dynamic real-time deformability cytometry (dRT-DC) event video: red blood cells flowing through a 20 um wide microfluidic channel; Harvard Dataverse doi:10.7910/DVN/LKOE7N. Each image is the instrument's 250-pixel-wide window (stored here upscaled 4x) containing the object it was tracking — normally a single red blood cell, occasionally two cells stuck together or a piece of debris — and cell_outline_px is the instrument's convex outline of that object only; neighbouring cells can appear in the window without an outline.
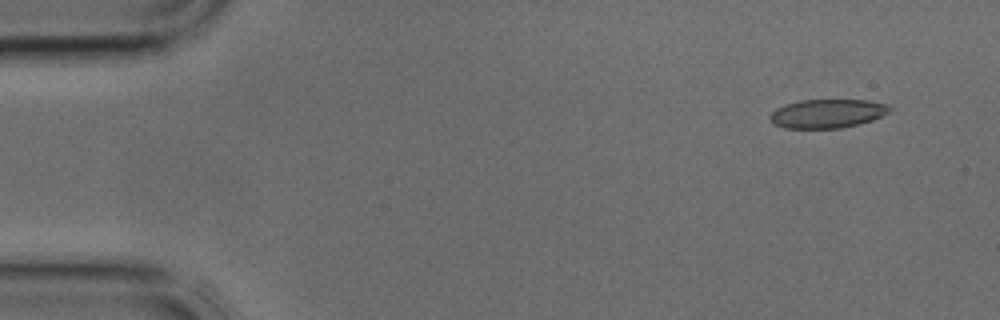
{"species": "common noctule bat (a hibernating species)", "species_latin": "Nyctalus noctula", "temperature_condition": "cold", "stored_images_in_passage": 4, "segment_of_instrument_passage": [1, 2], "camera_frame_rate_fps": 3000, "um_per_image_px": 0.085, "animal": {"sex": "male", "body_mass_g": 17.9, "forearm_length_mm": 54.2}, "frame": {"image": 1, "passage_image": 1, "time_ms": 0.0, "image_size_px": [1000, 320], "cell_outline_px": [[892, 108], [888, 112], [872, 120], [840, 128], [784, 128], [772, 124], [768, 120], [768, 116], [776, 108], [800, 100], [868, 100], [888, 104]], "centroid_in_image_um": [70.28, 9.65], "position_along_channel_um": 14.7, "area_um2": 20.06}}
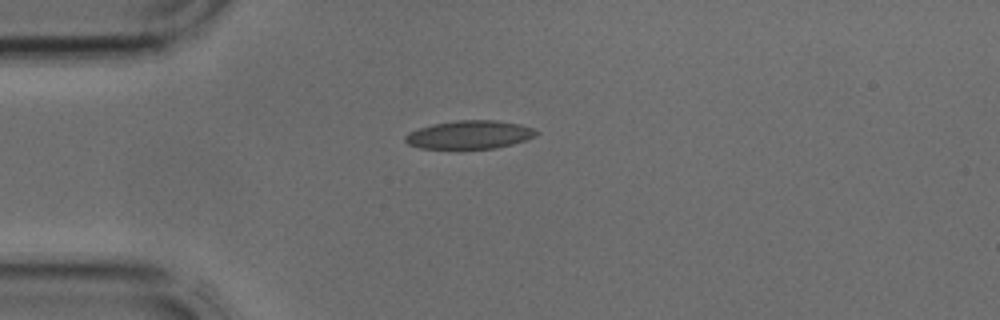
{"frame": {"image": 2, "passage_image": 3, "time_ms": 0.667, "image_size_px": [1000, 320], "cell_outline_px": [[540, 132], [536, 136], [512, 144], [496, 148], [456, 152], [420, 148], [408, 144], [404, 140], [404, 136], [408, 132], [432, 124], [456, 120], [496, 120], [520, 124], [532, 128]], "centroid_in_image_um": [39.86, 11.5], "position_along_channel_um": 45.1, "area_um2": 22.66}}